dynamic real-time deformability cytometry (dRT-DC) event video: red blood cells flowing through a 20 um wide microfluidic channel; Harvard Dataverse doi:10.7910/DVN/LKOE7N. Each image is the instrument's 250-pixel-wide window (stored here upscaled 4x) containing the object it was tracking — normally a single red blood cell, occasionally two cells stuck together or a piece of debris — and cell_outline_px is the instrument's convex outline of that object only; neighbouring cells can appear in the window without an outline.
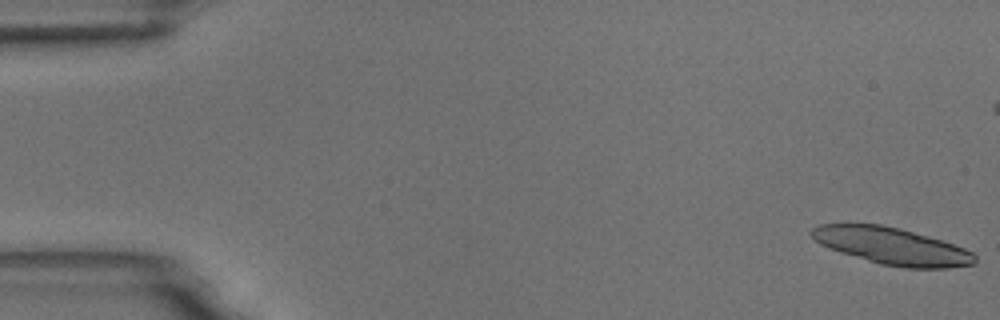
{"species": "common noctule bat (a hibernating species)", "species_latin": "Nyctalus noctula", "temperature_condition": "room temperature", "stored_images_in_passage": 8, "camera_frame_rate_fps": 3000, "um_per_image_px": 0.085, "animal": {"sex": "male", "body_mass_g": 18.8}, "frame": {"image": 1, "passage_image": 1, "time_ms": 0.0, "image_size_px": [1000, 320], "cell_outline_px": [[976, 260], [972, 264], [948, 268], [904, 268], [880, 264], [840, 252], [828, 248], [820, 244], [808, 232], [812, 228], [820, 224], [880, 224], [900, 228], [928, 236], [964, 248], [972, 252], [976, 256]], "centroid_in_image_um": [75.78, 20.92], "position_along_channel_um": 9.2, "area_um2": 34.97}}